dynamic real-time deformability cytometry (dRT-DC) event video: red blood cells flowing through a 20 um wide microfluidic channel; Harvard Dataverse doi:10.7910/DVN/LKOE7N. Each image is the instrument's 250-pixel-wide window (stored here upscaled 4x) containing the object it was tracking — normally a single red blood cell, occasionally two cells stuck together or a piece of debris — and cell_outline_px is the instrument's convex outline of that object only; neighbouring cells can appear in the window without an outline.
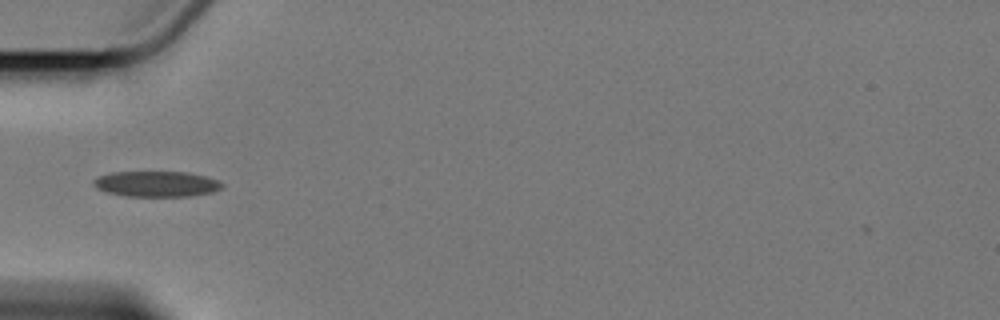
{"species": "Egyptian fruit bat (a non-hibernating species)", "species_latin": "Rousettus aegyptiacus", "temperature_condition": "cold", "stored_images_in_passage": 6, "camera_frame_rate_fps": 3000, "um_per_image_px": 0.085, "animal": {"sex": "female"}, "frame": {"image": 1, "passage_image": 5, "time_ms": 4.667, "image_size_px": [1000, 320], "cell_outline_px": [[224, 184], [220, 188], [212, 192], [192, 196], [124, 196], [108, 192], [96, 188], [92, 184], [92, 180], [100, 176], [112, 172], [188, 172], [204, 176], [216, 180]], "centroid_in_image_um": [13.27, 15.63], "position_along_channel_um": 71.7, "area_um2": 19.07}}
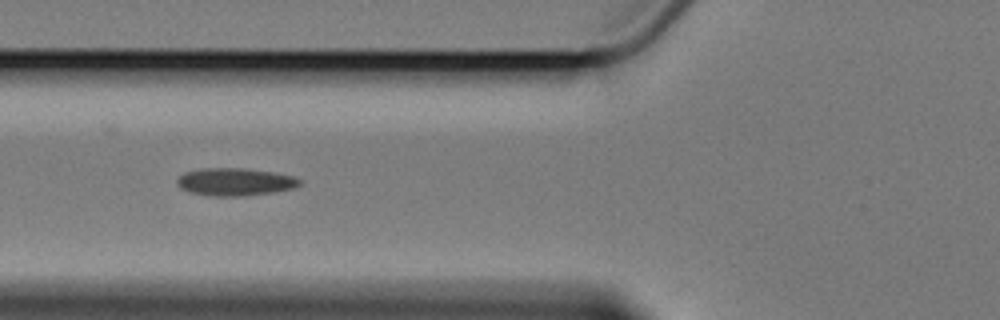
{"frame": {"image": 2, "passage_image": 6, "time_ms": 5.667, "image_size_px": [1000, 320], "cell_outline_px": [[300, 184], [292, 188], [272, 192], [240, 196], [216, 196], [188, 192], [180, 188], [176, 180], [184, 172], [200, 168], [244, 168], [272, 172], [292, 176], [300, 180]], "centroid_in_image_um": [19.92, 15.45], "position_along_channel_um": 105.9, "area_um2": 19.54}}